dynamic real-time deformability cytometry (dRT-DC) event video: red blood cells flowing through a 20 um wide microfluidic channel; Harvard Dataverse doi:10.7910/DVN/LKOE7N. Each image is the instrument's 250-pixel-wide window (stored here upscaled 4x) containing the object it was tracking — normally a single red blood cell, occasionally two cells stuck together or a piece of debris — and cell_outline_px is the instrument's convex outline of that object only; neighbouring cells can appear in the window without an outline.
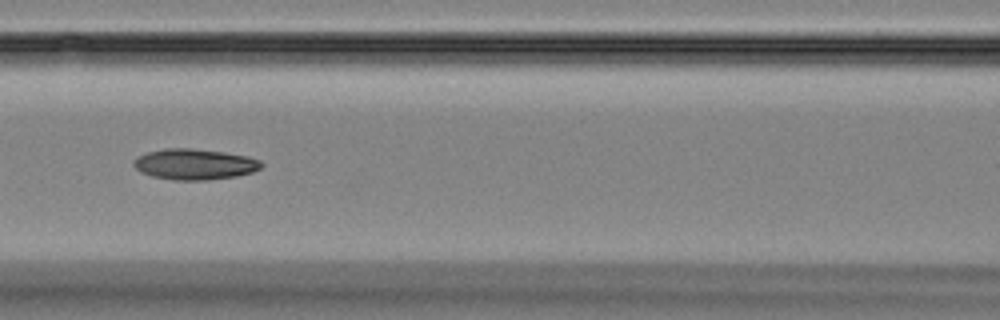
{"species": "Egyptian fruit bat (a non-hibernating species)", "species_latin": "Rousettus aegyptiacus", "temperature_condition": "room temperature", "stored_images_in_passage": 23, "camera_frame_rate_fps": 3000, "um_per_image_px": 0.085, "animal": {"sex": "female"}, "frame": {"image": 1, "passage_image": 8, "time_ms": 2.333, "image_size_px": [1000, 320], "cell_outline_px": [[264, 164], [260, 168], [252, 172], [236, 176], [208, 180], [172, 180], [152, 176], [140, 172], [132, 164], [132, 160], [148, 152], [164, 148], [188, 148], [224, 152], [248, 156], [260, 160]], "centroid_in_image_um": [16.54, 13.96], "position_along_channel_um": 150.1, "area_um2": 22.95}}
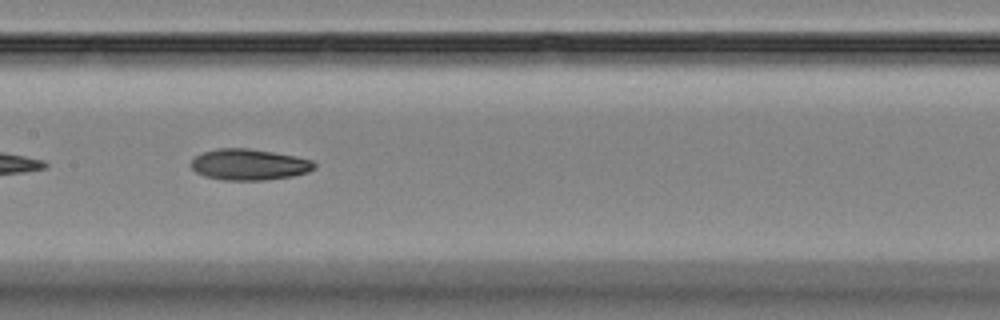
{"frame": {"image": 2, "passage_image": 11, "time_ms": 3.333, "image_size_px": [1000, 320], "cell_outline_px": [[316, 168], [308, 172], [292, 176], [264, 180], [224, 180], [204, 176], [196, 172], [192, 168], [192, 160], [196, 156], [204, 152], [216, 148], [248, 148], [296, 156], [312, 160], [316, 164]], "centroid_in_image_um": [21.2, 13.99], "position_along_channel_um": 186.2, "area_um2": 22.31}}
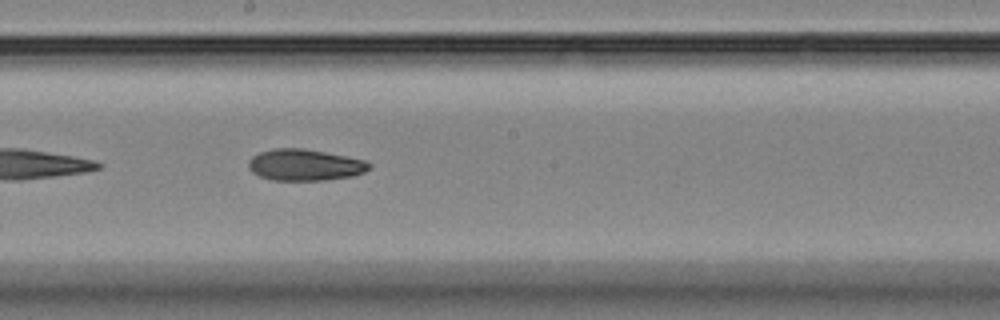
{"frame": {"image": 3, "passage_image": 14, "time_ms": 4.333, "image_size_px": [1000, 320], "cell_outline_px": [[372, 168], [364, 172], [352, 176], [324, 180], [272, 180], [260, 176], [252, 172], [248, 168], [248, 160], [252, 156], [260, 152], [272, 148], [304, 148], [364, 160], [372, 164]], "centroid_in_image_um": [25.89, 14.01], "position_along_channel_um": 222.3, "area_um2": 22.14}}